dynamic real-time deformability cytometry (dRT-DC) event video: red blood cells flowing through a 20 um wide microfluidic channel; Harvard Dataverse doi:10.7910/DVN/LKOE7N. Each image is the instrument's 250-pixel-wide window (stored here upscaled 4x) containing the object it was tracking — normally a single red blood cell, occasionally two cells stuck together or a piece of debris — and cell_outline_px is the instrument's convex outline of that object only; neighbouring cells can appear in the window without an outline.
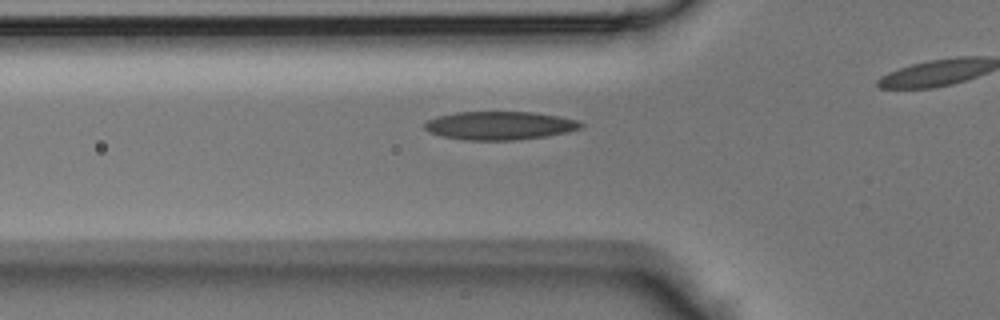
{"species": "Egyptian fruit bat (a non-hibernating species)", "species_latin": "Rousettus aegyptiacus", "temperature_condition": "room temperature", "stored_images_in_passage": 23, "camera_frame_rate_fps": 3000, "um_per_image_px": 0.085, "animal": {"sex": "male"}, "frame": {"image": 1, "passage_image": 2, "time_ms": 0.333, "image_size_px": [1000, 320], "cell_outline_px": [[584, 128], [568, 132], [544, 136], [512, 140], [464, 140], [440, 136], [428, 132], [424, 128], [424, 124], [428, 120], [436, 116], [456, 112], [532, 112], [560, 116], [576, 120], [584, 124]], "centroid_in_image_um": [42.46, 10.67], "position_along_channel_um": 83.3, "area_um2": 25.95}}
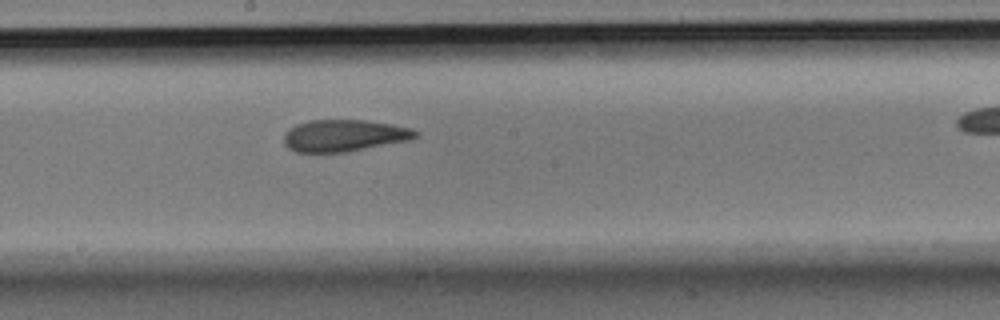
{"frame": {"image": 2, "passage_image": 11, "time_ms": 3.333, "image_size_px": [1000, 320], "cell_outline_px": [[420, 132], [416, 136], [408, 140], [348, 152], [296, 152], [288, 148], [284, 144], [284, 132], [288, 128], [296, 124], [308, 120], [368, 120], [392, 124], [412, 128]], "centroid_in_image_um": [29.22, 11.51], "position_along_channel_um": 219.0, "area_um2": 24.62}}
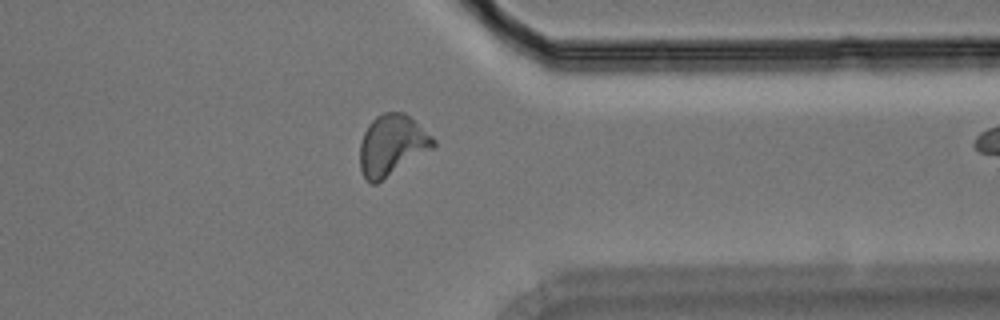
{"frame": {"image": 3, "passage_image": 22, "time_ms": 7.0, "image_size_px": [1000, 320], "cell_outline_px": [[436, 148], [376, 184], [372, 184], [364, 176], [360, 168], [360, 144], [364, 132], [368, 124], [376, 116], [384, 112], [404, 112], [432, 136], [436, 140]], "centroid_in_image_um": [33.34, 12.35], "position_along_channel_um": 378.1, "area_um2": 26.18}}